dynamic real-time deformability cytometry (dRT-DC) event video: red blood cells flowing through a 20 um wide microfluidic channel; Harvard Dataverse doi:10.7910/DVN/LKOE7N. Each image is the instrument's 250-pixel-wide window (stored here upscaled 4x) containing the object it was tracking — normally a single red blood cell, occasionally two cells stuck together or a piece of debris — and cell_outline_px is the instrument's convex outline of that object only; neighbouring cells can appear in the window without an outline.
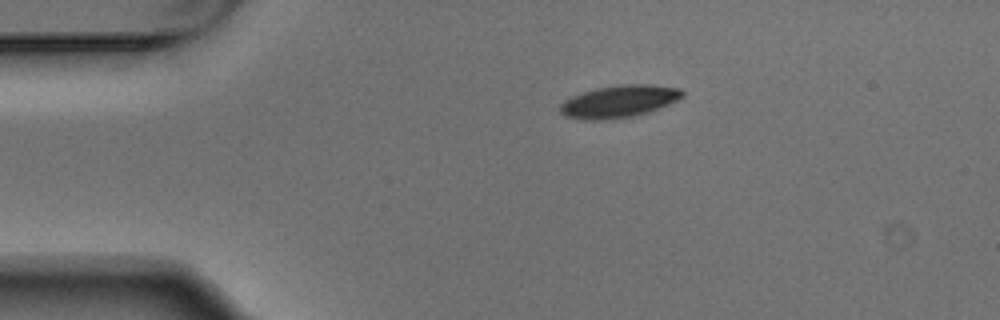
{"species": "Egyptian fruit bat (a non-hibernating species)", "species_latin": "Rousettus aegyptiacus", "temperature_condition": "warm", "stored_images_in_passage": 3, "camera_frame_rate_fps": 3000, "um_per_image_px": 0.085, "animal": {"sex": "male"}, "frame": {"image": 1, "passage_image": 1, "time_ms": 0.0, "image_size_px": [1000, 320], "cell_outline_px": [[684, 96], [668, 104], [648, 112], [632, 116], [612, 120], [584, 120], [564, 116], [560, 112], [560, 104], [564, 100], [572, 96], [596, 88], [620, 84], [652, 84], [680, 88], [684, 92]], "centroid_in_image_um": [52.6, 8.62], "position_along_channel_um": 32.4, "area_um2": 23.12}}
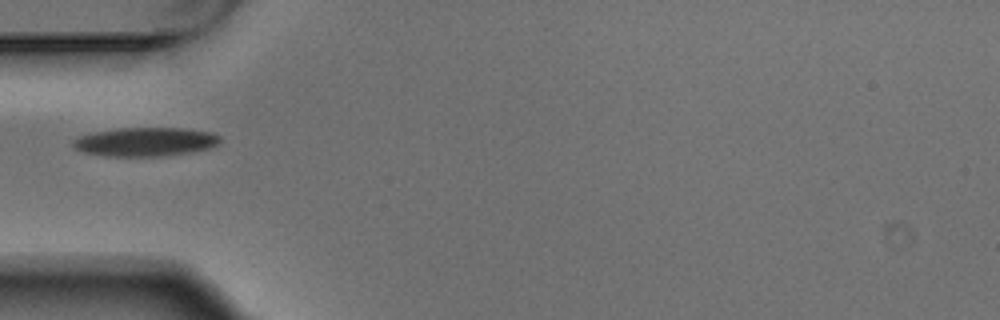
{"frame": {"image": 2, "passage_image": 3, "time_ms": 0.667, "image_size_px": [1000, 320], "cell_outline_px": [[220, 140], [212, 148], [192, 152], [164, 156], [100, 156], [84, 152], [72, 148], [72, 140], [80, 136], [96, 132], [116, 128], [184, 128], [212, 132], [220, 136]], "centroid_in_image_um": [12.35, 12.06], "position_along_channel_um": 72.7, "area_um2": 24.91}}